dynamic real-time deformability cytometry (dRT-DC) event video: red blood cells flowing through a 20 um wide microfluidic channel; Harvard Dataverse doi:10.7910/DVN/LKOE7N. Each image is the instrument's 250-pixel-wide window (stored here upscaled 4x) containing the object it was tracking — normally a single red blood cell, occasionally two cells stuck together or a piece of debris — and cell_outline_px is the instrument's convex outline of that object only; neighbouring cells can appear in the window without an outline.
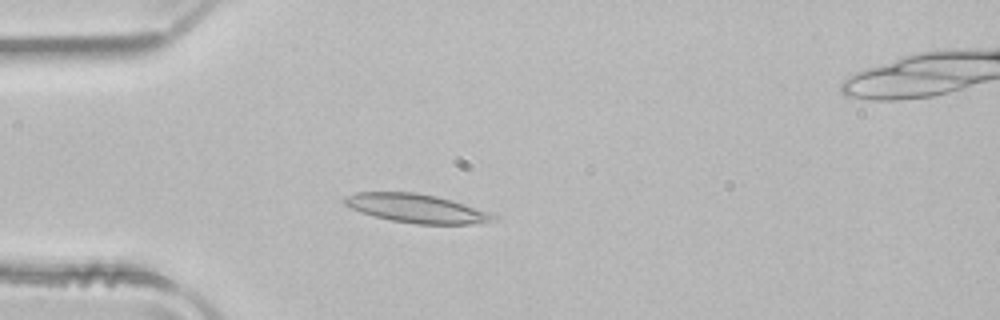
{"species": "common noctule bat (a hibernating species)", "species_latin": "Nyctalus noctula", "temperature_condition": "room temperature", "stored_images_in_passage": 51, "camera_frame_rate_fps": 3000, "um_per_image_px": 0.085, "animal": {"sex": "male", "body_mass_g": 21.5, "forearm_length_mm": 52.0}, "frame": {"image": 1, "passage_image": 13, "time_ms": 4.0, "image_size_px": [1000, 320], "cell_outline_px": [[496, 220], [484, 224], [416, 224], [392, 220], [360, 212], [344, 204], [344, 196], [356, 192], [416, 192], [436, 196], [452, 200], [492, 212], [496, 216]], "centroid_in_image_um": [35.47, 17.71], "position_along_channel_um": 49.5, "area_um2": 25.09}}
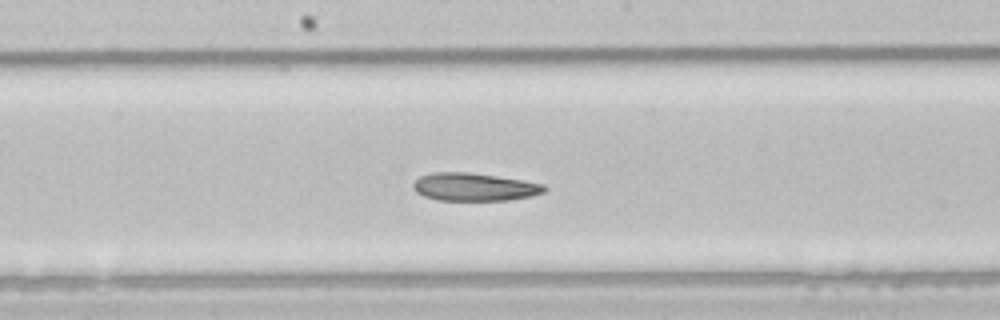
{"frame": {"image": 2, "passage_image": 26, "time_ms": 8.333, "image_size_px": [1000, 320], "cell_outline_px": [[548, 188], [544, 192], [532, 196], [508, 200], [436, 200], [424, 196], [416, 192], [412, 188], [412, 184], [420, 176], [432, 172], [468, 172], [524, 180], [544, 184]], "centroid_in_image_um": [40.31, 15.89], "position_along_channel_um": 207.9, "area_um2": 21.44}}
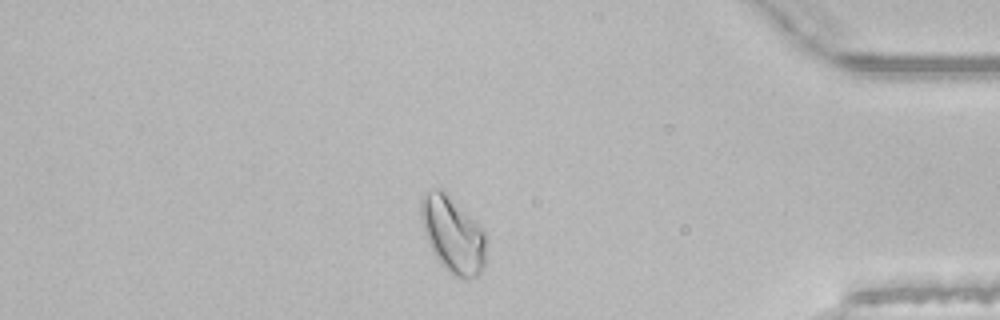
{"frame": {"image": 3, "passage_image": 43, "time_ms": 14.0, "image_size_px": [1000, 320], "cell_outline_px": [[484, 264], [480, 272], [476, 276], [468, 280], [464, 280], [456, 276], [440, 264], [428, 244], [420, 220], [420, 200], [428, 192], [436, 188], [444, 188], [484, 232]], "centroid_in_image_um": [38.44, 19.93], "position_along_channel_um": 396.8, "area_um2": 28.67}, "authors_computed_cell_mechanics": {"area_um2": 24.0448, "velocity_mm_per_s": 3.945, "shape_relaxation_time_tau1_ms": null, "shape_relaxation_time_tau2_ms": 6.2994, "deformation_change_tau1": null, "deformation_change_tau2": 0.1353}}